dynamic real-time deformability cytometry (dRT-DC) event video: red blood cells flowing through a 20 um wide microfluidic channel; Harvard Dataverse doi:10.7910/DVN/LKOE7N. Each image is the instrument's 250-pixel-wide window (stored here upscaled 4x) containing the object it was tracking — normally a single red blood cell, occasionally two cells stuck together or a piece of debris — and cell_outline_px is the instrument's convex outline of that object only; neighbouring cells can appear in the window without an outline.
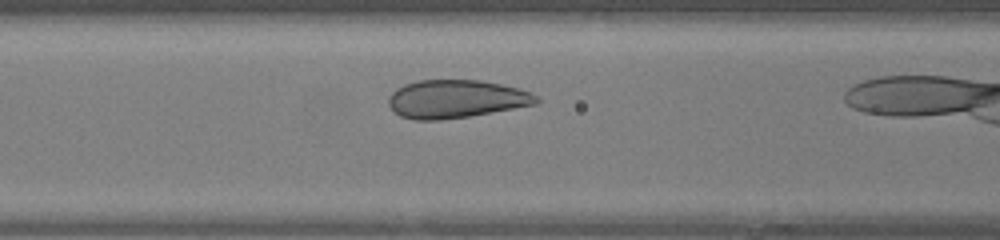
{"species": "human", "species_latin": "Homo sapiens", "temperature_condition": "warm", "stored_images_in_passage": 25, "camera_frame_rate_fps": 3000, "um_per_image_px": 0.085, "donor": {"sex": "female"}, "frame": {"image": 1, "passage_image": 7, "time_ms": 2.0, "image_size_px": [1000, 240], "cell_outline_px": [[540, 100], [536, 104], [468, 116], [440, 120], [416, 120], [400, 116], [388, 104], [388, 96], [396, 88], [404, 84], [420, 80], [480, 80], [520, 88], [532, 92]], "centroid_in_image_um": [38.75, 8.4], "position_along_channel_um": 127.9, "area_um2": 32.77}}
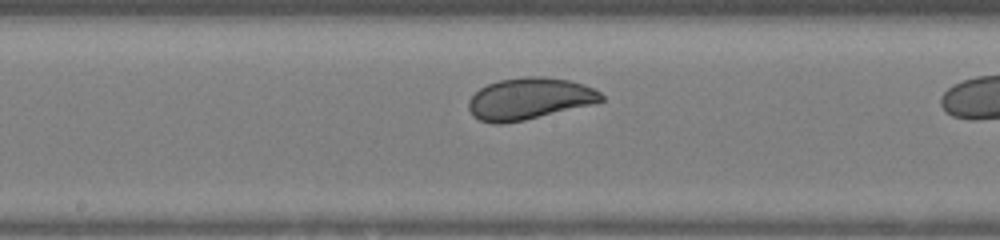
{"frame": {"image": 2, "passage_image": 12, "time_ms": 3.667, "image_size_px": [1000, 240], "cell_outline_px": [[604, 100], [592, 104], [524, 120], [500, 124], [492, 124], [480, 120], [472, 116], [468, 108], [468, 100], [480, 88], [488, 84], [500, 80], [528, 76], [544, 76], [568, 80], [584, 84], [600, 92], [604, 96]], "centroid_in_image_um": [44.97, 8.39], "position_along_channel_um": 203.2, "area_um2": 32.14}}
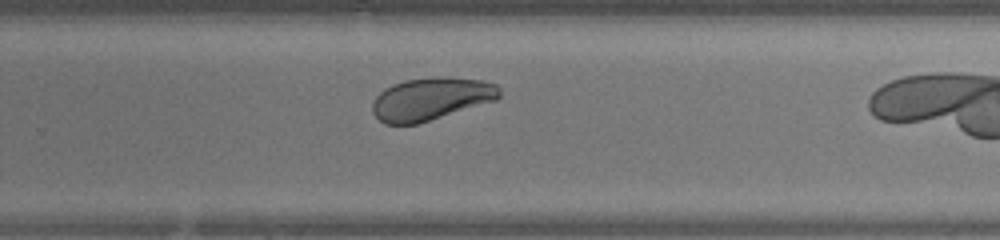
{"frame": {"image": 3, "passage_image": 18, "time_ms": 5.667, "image_size_px": [1000, 240], "cell_outline_px": [[500, 96], [496, 100], [416, 124], [384, 124], [372, 112], [372, 104], [376, 96], [384, 88], [392, 84], [404, 80], [484, 80], [496, 84], [500, 88]], "centroid_in_image_um": [36.59, 8.45], "position_along_channel_um": 293.2, "area_um2": 30.35}}